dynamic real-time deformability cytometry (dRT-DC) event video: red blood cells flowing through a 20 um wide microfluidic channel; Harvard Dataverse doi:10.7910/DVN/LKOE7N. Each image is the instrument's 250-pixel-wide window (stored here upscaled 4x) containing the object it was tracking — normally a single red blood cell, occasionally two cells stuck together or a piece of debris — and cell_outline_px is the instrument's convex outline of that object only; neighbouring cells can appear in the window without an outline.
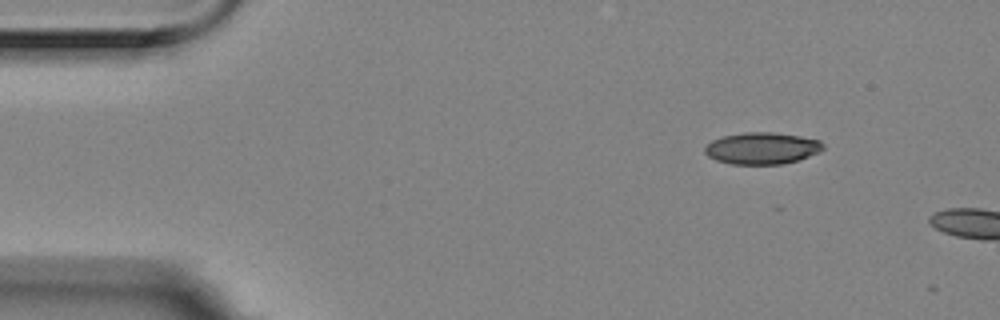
{"species": "Egyptian fruit bat (a non-hibernating species)", "species_latin": "Rousettus aegyptiacus", "temperature_condition": "room temperature", "stored_images_in_passage": 4, "camera_frame_rate_fps": 3000, "um_per_image_px": 0.085, "animal": {"sex": "female"}, "frame": {"image": 1, "passage_image": 1, "time_ms": 0.0, "image_size_px": [1000, 320], "cell_outline_px": [[824, 148], [820, 152], [784, 164], [732, 164], [716, 160], [708, 156], [704, 152], [704, 148], [712, 140], [724, 136], [744, 132], [772, 132], [800, 136], [820, 140], [824, 144]], "centroid_in_image_um": [64.77, 12.6], "position_along_channel_um": 20.2, "area_um2": 21.85}}